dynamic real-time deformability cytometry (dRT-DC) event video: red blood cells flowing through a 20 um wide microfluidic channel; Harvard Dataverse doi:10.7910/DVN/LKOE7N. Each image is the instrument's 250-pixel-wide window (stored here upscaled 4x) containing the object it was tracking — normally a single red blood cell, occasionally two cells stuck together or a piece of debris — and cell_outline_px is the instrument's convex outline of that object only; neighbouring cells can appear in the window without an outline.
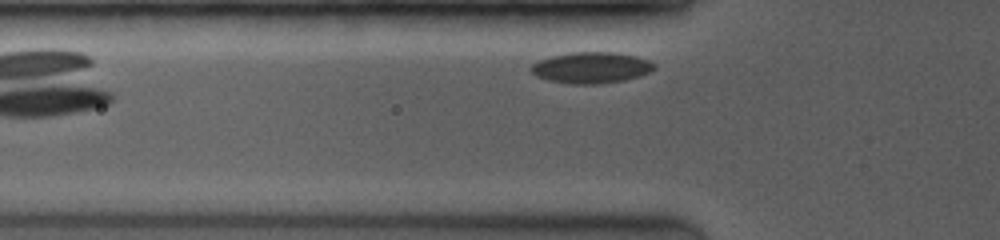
{"species": "common noctule bat (a hibernating species)", "species_latin": "Nyctalus noctula", "temperature_condition": "room temperature", "stored_images_in_passage": 15, "camera_frame_rate_fps": 3500, "um_per_image_px": 0.085, "animal": {"sex": "female", "body_mass_g": 19.0, "forearm_length_mm": 53.3}, "frame": {"image": 1, "passage_image": 3, "time_ms": 0.571, "image_size_px": [1000, 240], "cell_outline_px": [[656, 68], [648, 72], [624, 80], [600, 84], [572, 84], [548, 80], [536, 76], [528, 68], [532, 64], [540, 60], [552, 56], [572, 52], [616, 52], [636, 56], [648, 60], [656, 64]], "centroid_in_image_um": [50.24, 5.75], "position_along_channel_um": 75.6, "area_um2": 22.31}}
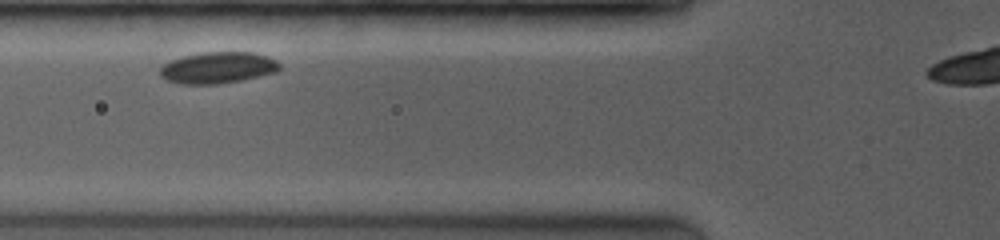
{"frame": {"image": 2, "passage_image": 5, "time_ms": 1.429, "image_size_px": [1000, 240], "cell_outline_px": [[280, 68], [276, 72], [240, 80], [216, 84], [180, 84], [164, 80], [160, 76], [160, 68], [164, 64], [172, 60], [184, 56], [200, 52], [256, 52], [268, 56], [276, 60], [280, 64]], "centroid_in_image_um": [18.5, 5.75], "position_along_channel_um": 107.3, "area_um2": 21.96}}
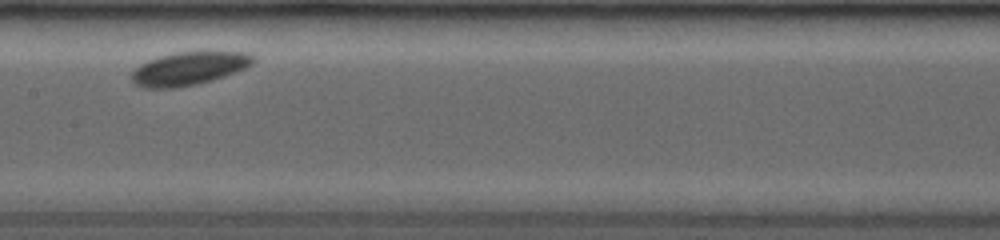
{"frame": {"image": 3, "passage_image": 11, "time_ms": 3.714, "image_size_px": [1000, 240], "cell_outline_px": [[256, 60], [252, 64], [236, 72], [212, 80], [196, 84], [176, 88], [144, 88], [136, 84], [132, 80], [132, 72], [140, 64], [148, 60], [160, 56], [176, 52], [244, 52], [252, 56]], "centroid_in_image_um": [16.04, 5.83], "position_along_channel_um": 191.4, "area_um2": 23.29}}